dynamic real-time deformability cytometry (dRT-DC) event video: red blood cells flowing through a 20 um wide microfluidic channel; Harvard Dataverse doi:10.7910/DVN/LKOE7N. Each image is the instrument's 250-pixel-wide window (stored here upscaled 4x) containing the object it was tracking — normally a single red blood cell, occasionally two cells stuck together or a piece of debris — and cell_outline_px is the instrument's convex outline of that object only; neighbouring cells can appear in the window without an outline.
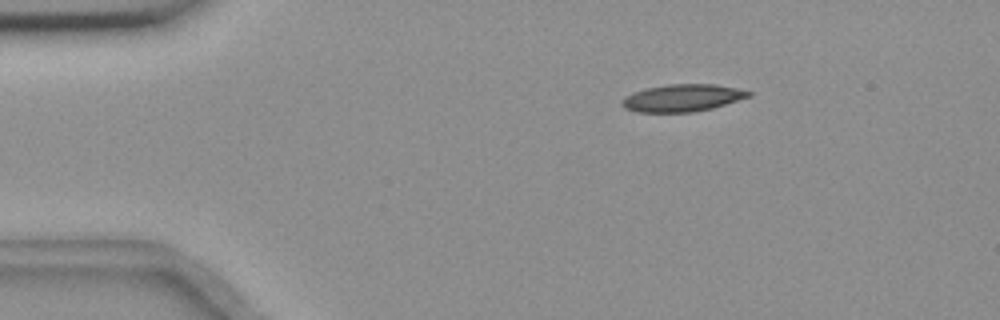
{"species": "common noctule bat (a hibernating species)", "species_latin": "Nyctalus noctula", "temperature_condition": "room temperature", "stored_images_in_passage": 48, "camera_frame_rate_fps": 3000, "um_per_image_px": 0.085, "animal": {"sex": "female", "body_mass_g": 18.4}, "frame": {"image": 1, "passage_image": 2, "time_ms": 0.333, "image_size_px": [1000, 320], "cell_outline_px": [[752, 96], [712, 108], [692, 112], [636, 112], [624, 108], [620, 104], [620, 100], [624, 96], [632, 92], [648, 88], [668, 84], [716, 84], [736, 88], [752, 92]], "centroid_in_image_um": [57.97, 8.32], "position_along_channel_um": 27.0, "area_um2": 20.23}}
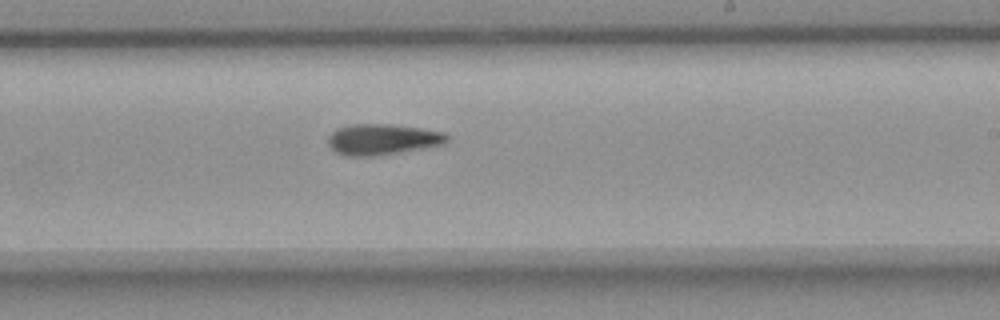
{"frame": {"image": 2, "passage_image": 26, "time_ms": 8.333, "image_size_px": [1000, 320], "cell_outline_px": [[448, 140], [444, 144], [400, 152], [376, 156], [344, 156], [336, 152], [328, 144], [328, 136], [336, 128], [352, 124], [388, 124], [420, 128], [444, 132], [448, 136]], "centroid_in_image_um": [32.48, 11.85], "position_along_channel_um": 256.5, "area_um2": 21.39}}
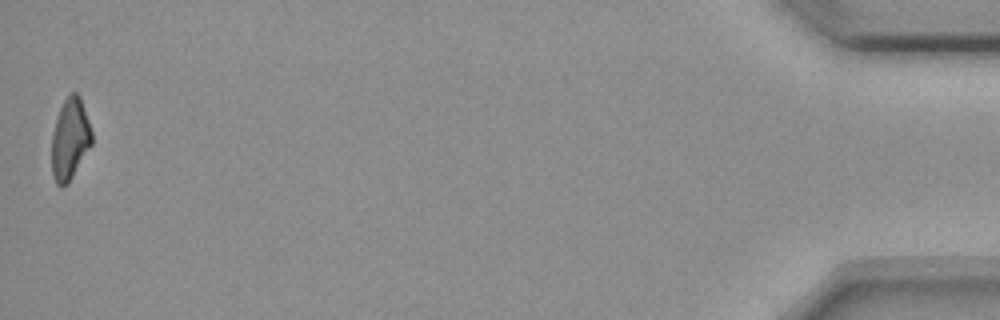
{"frame": {"image": 3, "passage_image": 48, "time_ms": 15.667, "image_size_px": [1000, 320], "cell_outline_px": [[92, 144], [68, 184], [60, 188], [56, 184], [52, 176], [52, 132], [60, 108], [64, 100], [72, 92], [76, 92], [80, 96], [92, 132]], "centroid_in_image_um": [5.94, 11.86], "position_along_channel_um": 429.3, "area_um2": 19.02}}